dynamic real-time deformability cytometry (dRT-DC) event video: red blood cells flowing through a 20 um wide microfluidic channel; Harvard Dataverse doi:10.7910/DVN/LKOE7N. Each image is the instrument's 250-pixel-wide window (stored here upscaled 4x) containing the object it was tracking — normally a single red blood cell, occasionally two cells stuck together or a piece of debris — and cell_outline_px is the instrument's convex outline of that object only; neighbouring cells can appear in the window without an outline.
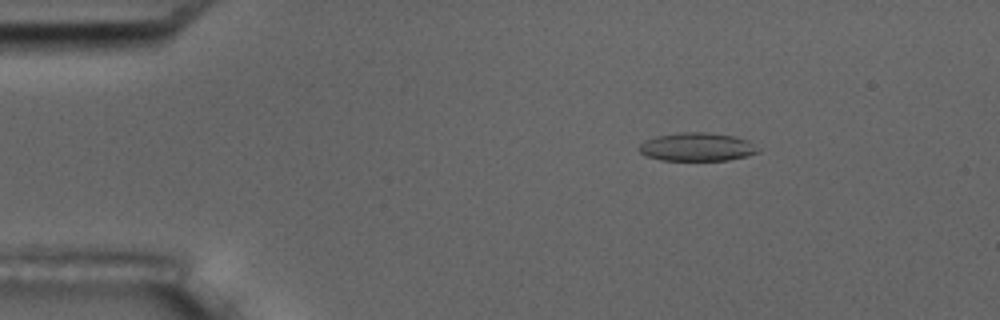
{"species": "common noctule bat (a hibernating species)", "species_latin": "Nyctalus noctula", "temperature_condition": "room temperature", "stored_images_in_passage": 4, "camera_frame_rate_fps": 3000, "um_per_image_px": 0.085, "animal": {"sex": "male", "body_mass_g": 17.5, "forearm_length_mm": 52.3}, "frame": {"image": 1, "passage_image": 2, "time_ms": 2.0, "image_size_px": [1000, 320], "cell_outline_px": [[760, 152], [748, 156], [728, 160], [660, 160], [644, 156], [636, 148], [644, 140], [656, 136], [680, 132], [712, 132], [732, 136], [748, 140], [760, 148]], "centroid_in_image_um": [59.23, 12.49], "position_along_channel_um": 25.8, "area_um2": 20.0}}